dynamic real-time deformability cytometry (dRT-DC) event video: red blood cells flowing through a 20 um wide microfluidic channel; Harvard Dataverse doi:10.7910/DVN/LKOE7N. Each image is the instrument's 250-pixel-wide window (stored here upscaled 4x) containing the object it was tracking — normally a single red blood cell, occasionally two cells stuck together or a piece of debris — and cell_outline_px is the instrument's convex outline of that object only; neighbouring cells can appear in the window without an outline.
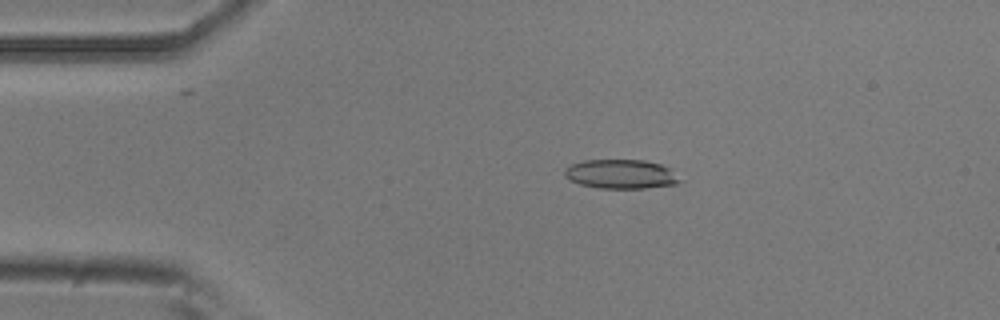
{"species": "common noctule bat (a hibernating species)", "species_latin": "Nyctalus noctula", "temperature_condition": "room temperature", "stored_images_in_passage": 5, "camera_frame_rate_fps": 3000, "um_per_image_px": 0.085, "animal": {"sex": "male", "body_mass_g": 20.5, "forearm_length_mm": 52.5}, "frame": {"image": 1, "passage_image": 3, "time_ms": 0.667, "image_size_px": [1000, 320], "cell_outline_px": [[684, 180], [676, 184], [644, 188], [600, 188], [580, 184], [564, 176], [564, 168], [572, 164], [584, 160], [644, 160], [660, 164], [668, 168]], "centroid_in_image_um": [52.79, 14.79], "position_along_channel_um": 32.2, "area_um2": 19.54}}
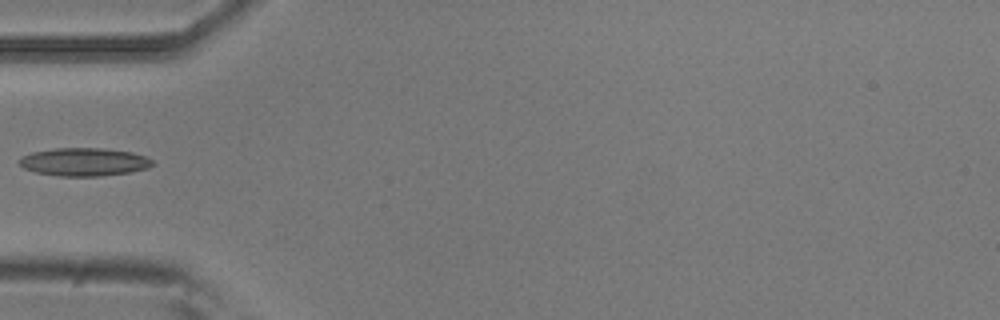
{"frame": {"image": 2, "passage_image": 5, "time_ms": 1.333, "image_size_px": [1000, 320], "cell_outline_px": [[156, 164], [148, 168], [132, 172], [100, 176], [60, 176], [36, 172], [24, 168], [20, 164], [20, 156], [32, 152], [56, 148], [104, 148], [132, 152], [144, 156], [152, 160]], "centroid_in_image_um": [7.18, 13.76], "position_along_channel_um": 77.8, "area_um2": 21.85}}